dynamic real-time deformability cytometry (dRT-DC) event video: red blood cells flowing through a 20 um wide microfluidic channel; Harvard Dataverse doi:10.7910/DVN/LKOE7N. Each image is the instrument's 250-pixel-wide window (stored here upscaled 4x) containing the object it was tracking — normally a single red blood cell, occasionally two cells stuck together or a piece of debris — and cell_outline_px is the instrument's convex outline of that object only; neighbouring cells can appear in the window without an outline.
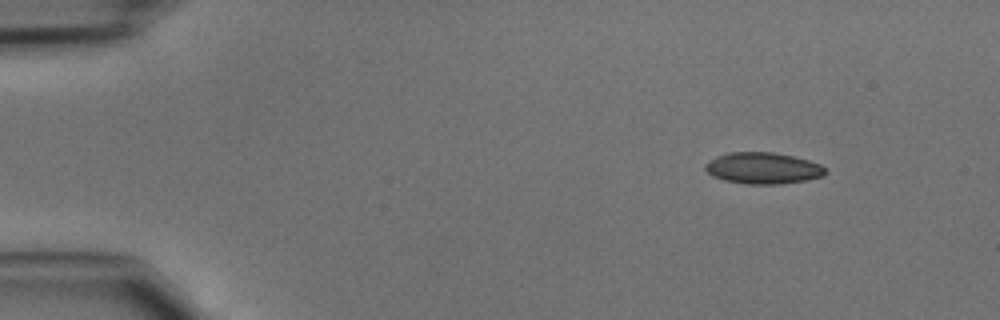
{"species": "common noctule bat (a hibernating species)", "species_latin": "Nyctalus noctula", "temperature_condition": "cold", "stored_images_in_passage": 45, "camera_frame_rate_fps": 3000, "um_per_image_px": 0.085, "animal": {"sex": "male", "body_mass_g": 15.6}, "frame": {"image": 1, "passage_image": 5, "time_ms": 1.333, "image_size_px": [1000, 320], "cell_outline_px": [[824, 176], [804, 180], [780, 184], [748, 184], [724, 180], [712, 176], [704, 168], [704, 164], [716, 156], [724, 152], [772, 152], [792, 156], [808, 160], [820, 164], [824, 168]], "centroid_in_image_um": [64.8, 14.28], "position_along_channel_um": 20.2, "area_um2": 21.91}}
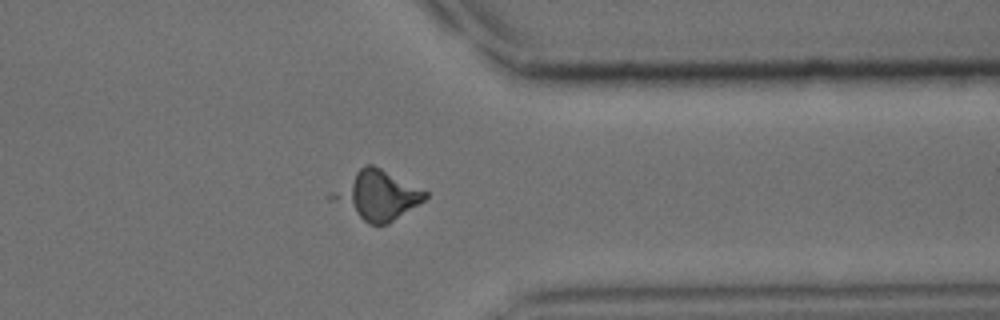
{"frame": {"image": 2, "passage_image": 36, "time_ms": 11.667, "image_size_px": [1000, 320], "cell_outline_px": [[428, 196], [424, 200], [388, 224], [368, 224], [356, 212], [344, 196], [356, 172], [364, 164], [372, 164], [428, 192]], "centroid_in_image_um": [32.45, 16.59], "position_along_channel_um": 378.9, "area_um2": 22.66}}
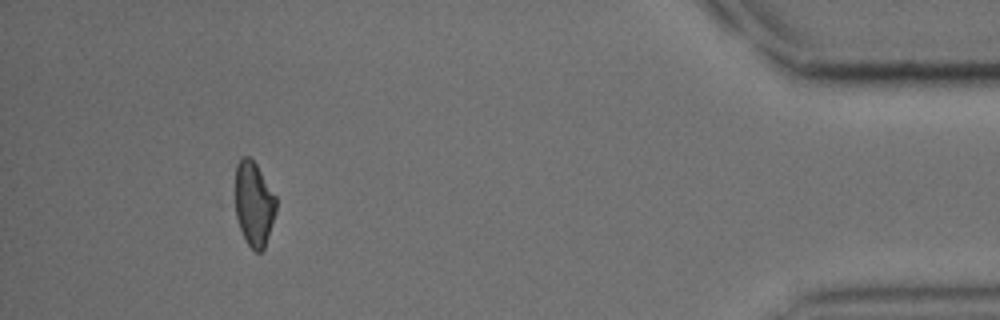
{"frame": {"image": 3, "passage_image": 42, "time_ms": 13.667, "image_size_px": [1000, 320], "cell_outline_px": [[276, 212], [264, 248], [260, 252], [256, 252], [244, 240], [236, 216], [236, 164], [244, 156], [248, 156], [256, 164], [276, 196]], "centroid_in_image_um": [21.59, 17.34], "position_along_channel_um": 413.6, "area_um2": 19.94}}